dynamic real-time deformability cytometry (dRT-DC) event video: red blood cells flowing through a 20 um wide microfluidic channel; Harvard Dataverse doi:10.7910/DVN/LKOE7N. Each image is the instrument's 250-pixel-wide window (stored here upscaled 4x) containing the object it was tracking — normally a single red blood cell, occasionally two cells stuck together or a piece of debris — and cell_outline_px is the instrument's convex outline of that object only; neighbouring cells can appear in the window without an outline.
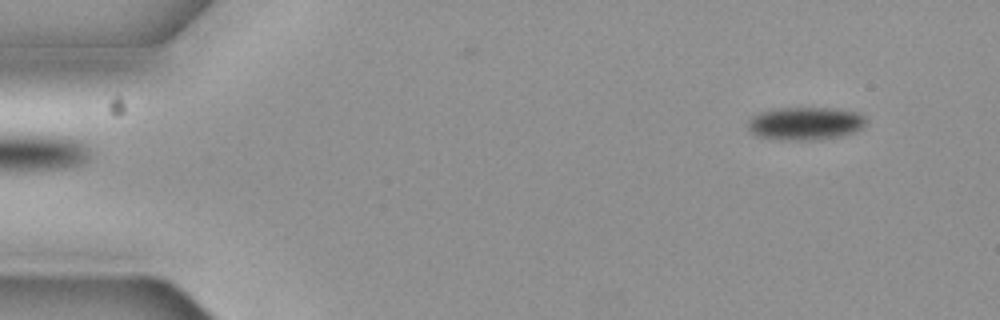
{"species": "common noctule bat (a hibernating species)", "species_latin": "Nyctalus noctula", "temperature_condition": "cold", "stored_images_in_passage": 6, "segment_of_instrument_passage": [2, 2], "camera_frame_rate_fps": 3000, "um_per_image_px": 0.085, "animal": {"sex": "female", "body_mass_g": 19.3, "forearm_length_mm": 54.1}, "frame": {"image": 1, "passage_image": 6, "time_ms": 1.667, "image_size_px": [1000, 320], "cell_outline_px": [[864, 124], [860, 128], [852, 132], [840, 136], [808, 140], [780, 140], [760, 136], [752, 132], [748, 128], [748, 124], [756, 116], [764, 112], [780, 108], [832, 108], [856, 112], [864, 116]], "centroid_in_image_um": [68.47, 10.5], "position_along_channel_um": 16.5, "area_um2": 21.96}}